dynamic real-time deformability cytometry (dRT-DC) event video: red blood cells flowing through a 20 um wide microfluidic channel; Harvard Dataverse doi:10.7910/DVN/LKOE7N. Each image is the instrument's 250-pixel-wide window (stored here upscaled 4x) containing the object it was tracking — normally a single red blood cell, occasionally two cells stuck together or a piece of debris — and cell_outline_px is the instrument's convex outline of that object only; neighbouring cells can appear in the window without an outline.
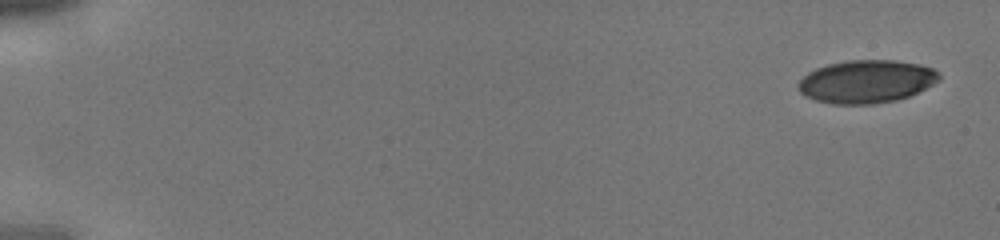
{"species": "human", "species_latin": "Homo sapiens", "temperature_condition": "cold", "stored_images_in_passage": 7, "camera_frame_rate_fps": 3000, "um_per_image_px": 0.085, "donor": {"sex": "male"}, "frame": {"image": 1, "passage_image": 1, "time_ms": 0.0, "image_size_px": [1000, 240], "cell_outline_px": [[940, 80], [908, 96], [896, 100], [872, 104], [832, 104], [816, 100], [800, 92], [796, 84], [808, 72], [816, 68], [828, 64], [848, 60], [896, 60], [920, 64], [932, 68], [940, 76]], "centroid_in_image_um": [73.62, 6.92], "position_along_channel_um": 11.4, "area_um2": 35.08}}
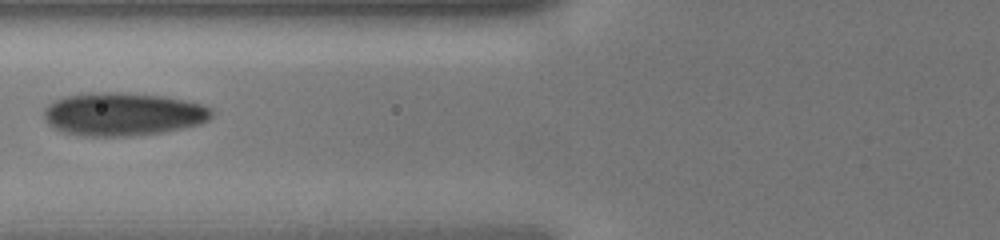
{"frame": {"image": 2, "passage_image": 7, "time_ms": 2.0, "image_size_px": [1000, 240], "cell_outline_px": [[212, 116], [208, 120], [200, 124], [160, 132], [128, 136], [80, 136], [60, 132], [52, 128], [44, 120], [44, 108], [48, 104], [64, 96], [88, 92], [120, 92], [160, 96], [184, 100], [204, 104], [212, 108]], "centroid_in_image_um": [10.39, 9.7], "position_along_channel_um": 115.4, "area_um2": 42.43}}